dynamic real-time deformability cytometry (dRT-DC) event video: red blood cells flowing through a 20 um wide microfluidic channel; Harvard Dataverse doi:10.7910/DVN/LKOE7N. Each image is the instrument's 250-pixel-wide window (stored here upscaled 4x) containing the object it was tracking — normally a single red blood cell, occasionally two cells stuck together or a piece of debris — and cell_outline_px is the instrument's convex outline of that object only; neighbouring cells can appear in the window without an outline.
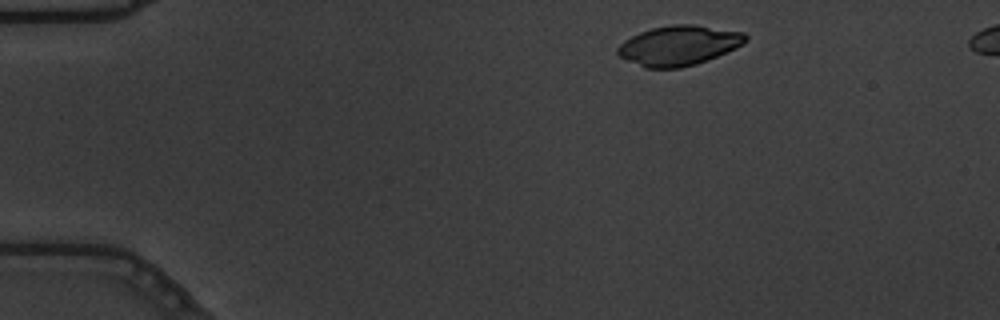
{"species": "common noctule bat (a hibernating species)", "species_latin": "Nyctalus noctula", "temperature_condition": "warm", "stored_images_in_passage": 8, "camera_frame_rate_fps": 3000, "um_per_image_px": 0.085, "animal": {"sex": "male", "body_mass_g": 19.5, "forearm_length_mm": 54.6}, "frame": {"image": 1, "passage_image": 1, "time_ms": 0.0, "image_size_px": [1000, 320], "cell_outline_px": [[748, 40], [736, 48], [696, 64], [680, 68], [644, 68], [620, 56], [616, 52], [616, 48], [624, 40], [640, 32], [652, 28], [672, 24], [692, 24], [744, 32], [748, 36]], "centroid_in_image_um": [57.69, 3.86], "position_along_channel_um": 27.3, "area_um2": 29.59}}